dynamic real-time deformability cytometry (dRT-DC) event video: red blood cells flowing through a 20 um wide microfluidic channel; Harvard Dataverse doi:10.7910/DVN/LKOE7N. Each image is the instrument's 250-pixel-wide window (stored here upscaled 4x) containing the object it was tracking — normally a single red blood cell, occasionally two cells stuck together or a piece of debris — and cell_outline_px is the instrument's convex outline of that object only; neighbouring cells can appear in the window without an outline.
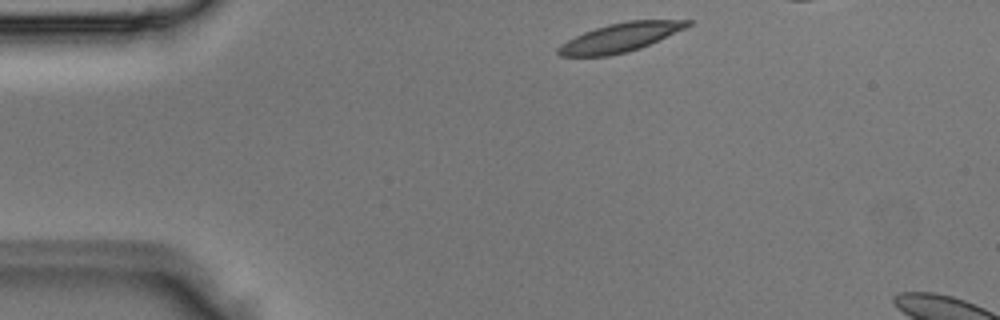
{"species": "Egyptian fruit bat (a non-hibernating species)", "species_latin": "Rousettus aegyptiacus", "temperature_condition": "room temperature", "stored_images_in_passage": 2, "camera_frame_rate_fps": 3000, "um_per_image_px": 0.085, "animal": {"sex": "male"}, "frame": {"image": 1, "passage_image": 1, "time_ms": 0.0, "image_size_px": [1000, 320], "cell_outline_px": [[692, 24], [684, 28], [640, 48], [628, 52], [608, 56], [560, 56], [556, 52], [556, 48], [568, 40], [584, 32], [608, 24], [628, 20], [692, 20]], "centroid_in_image_um": [52.69, 3.19], "position_along_channel_um": 32.3, "area_um2": 21.44}}